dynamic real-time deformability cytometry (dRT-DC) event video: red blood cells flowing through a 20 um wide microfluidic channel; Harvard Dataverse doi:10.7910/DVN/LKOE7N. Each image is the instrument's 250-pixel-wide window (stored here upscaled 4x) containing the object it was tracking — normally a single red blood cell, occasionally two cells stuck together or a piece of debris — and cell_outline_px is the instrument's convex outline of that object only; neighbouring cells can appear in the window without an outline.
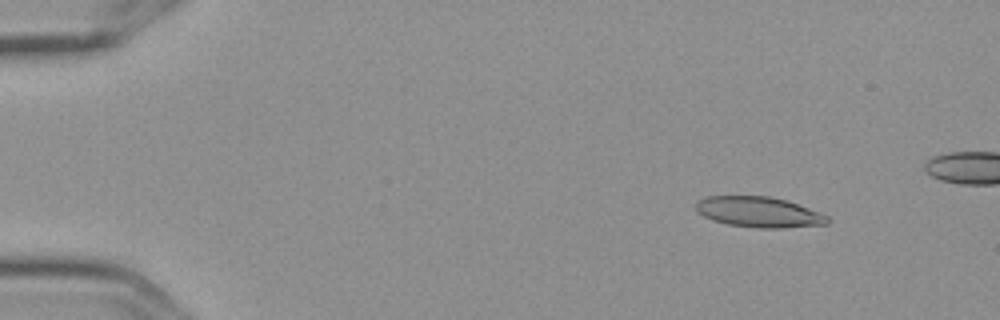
{"species": "Egyptian fruit bat (a non-hibernating species)", "species_latin": "Rousettus aegyptiacus", "temperature_condition": "cold", "stored_images_in_passage": 5, "camera_frame_rate_fps": 3000, "um_per_image_px": 0.085, "frame": {"image": 1, "passage_image": 1, "time_ms": 0.0, "image_size_px": [1000, 320], "cell_outline_px": [[828, 224], [784, 228], [760, 228], [728, 224], [712, 220], [696, 212], [696, 200], [704, 196], [768, 196], [784, 200], [808, 208], [828, 216]], "centroid_in_image_um": [64.45, 18.02], "position_along_channel_um": 20.6, "area_um2": 23.29}}